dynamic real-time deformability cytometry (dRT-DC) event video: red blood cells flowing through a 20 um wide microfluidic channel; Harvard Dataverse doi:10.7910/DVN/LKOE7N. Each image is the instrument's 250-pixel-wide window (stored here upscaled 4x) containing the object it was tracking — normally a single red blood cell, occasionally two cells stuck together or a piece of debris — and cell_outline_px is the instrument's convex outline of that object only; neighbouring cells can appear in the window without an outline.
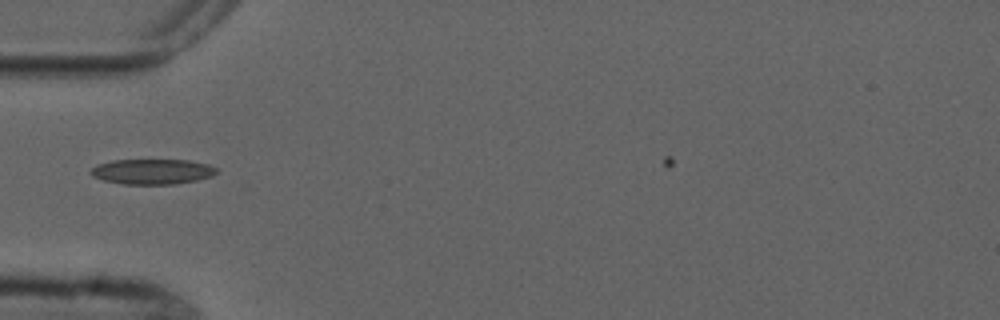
{"species": "common noctule bat (a hibernating species)", "species_latin": "Nyctalus noctula", "temperature_condition": "cold", "stored_images_in_passage": 1, "camera_frame_rate_fps": 3000, "um_per_image_px": 0.085, "animal": {"sex": "male", "forearm_length_mm": 52.5}, "frame": {"image": 1, "passage_image": 1, "time_ms": 0.0, "image_size_px": [1000, 320], "cell_outline_px": [[216, 172], [212, 176], [196, 180], [176, 184], [124, 184], [104, 180], [92, 176], [88, 172], [96, 164], [112, 160], [188, 160], [208, 164], [216, 168]], "centroid_in_image_um": [12.91, 14.58], "position_along_channel_um": 72.1, "area_um2": 18.5}}